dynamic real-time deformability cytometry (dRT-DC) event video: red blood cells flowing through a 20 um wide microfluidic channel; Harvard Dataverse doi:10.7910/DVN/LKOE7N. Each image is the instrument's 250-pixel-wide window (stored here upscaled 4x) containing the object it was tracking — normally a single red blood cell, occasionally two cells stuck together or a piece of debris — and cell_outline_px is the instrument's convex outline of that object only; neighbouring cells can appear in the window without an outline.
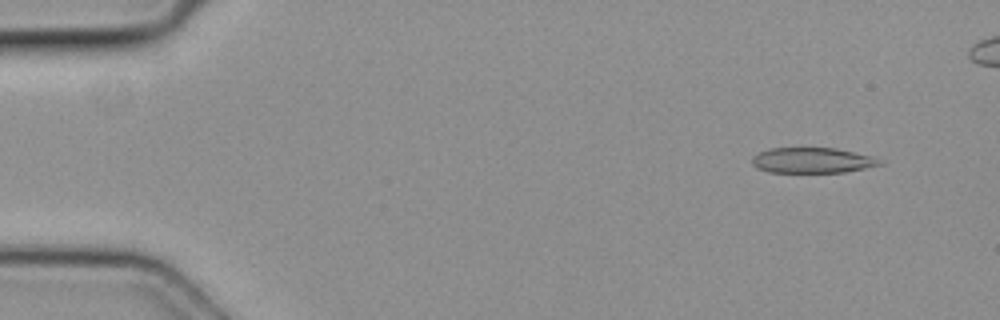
{"species": "common noctule bat (a hibernating species)", "species_latin": "Nyctalus noctula", "temperature_condition": "cold", "stored_images_in_passage": 7, "camera_frame_rate_fps": 3000, "um_per_image_px": 0.085, "animal": {"sex": "female", "body_mass_g": 19.3, "forearm_length_mm": 54.1}, "frame": {"image": 1, "passage_image": 2, "time_ms": 0.333, "image_size_px": [1000, 320], "cell_outline_px": [[884, 164], [844, 172], [768, 172], [756, 168], [752, 164], [752, 156], [768, 148], [836, 148], [872, 156]], "centroid_in_image_um": [69.0, 13.63], "position_along_channel_um": 16.0, "area_um2": 18.84}}
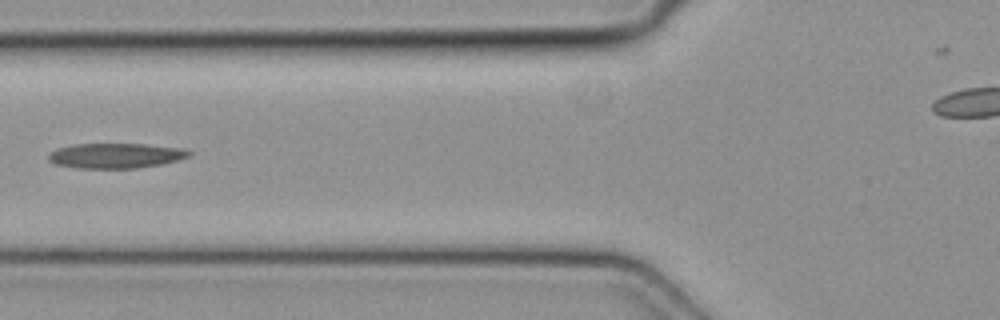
{"frame": {"image": 2, "passage_image": 6, "time_ms": 1.667, "image_size_px": [1000, 320], "cell_outline_px": [[192, 152], [188, 156], [164, 164], [136, 168], [76, 168], [56, 164], [48, 160], [48, 156], [56, 148], [72, 144], [144, 144], [184, 148]], "centroid_in_image_um": [9.83, 13.23], "position_along_channel_um": 116.0, "area_um2": 20.52}}
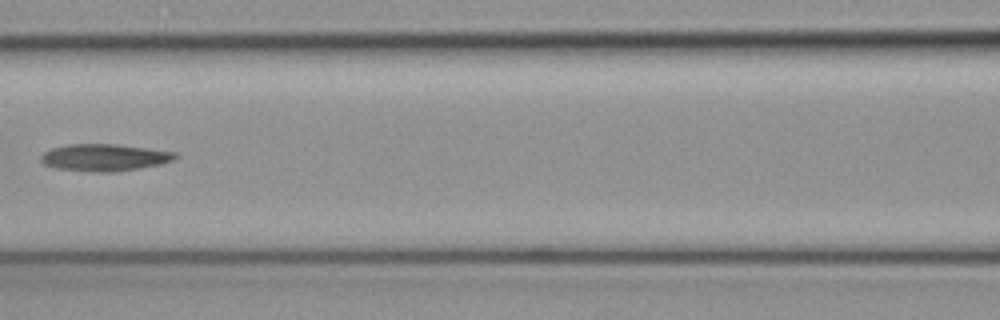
{"frame": {"image": 3, "passage_image": 7, "time_ms": 2.0, "image_size_px": [1000, 320], "cell_outline_px": [[176, 156], [172, 160], [160, 164], [112, 172], [92, 172], [56, 168], [44, 164], [40, 160], [40, 156], [44, 152], [52, 148], [68, 144], [116, 144], [148, 148], [176, 152]], "centroid_in_image_um": [8.83, 13.38], "position_along_channel_um": 157.8, "area_um2": 20.98}}